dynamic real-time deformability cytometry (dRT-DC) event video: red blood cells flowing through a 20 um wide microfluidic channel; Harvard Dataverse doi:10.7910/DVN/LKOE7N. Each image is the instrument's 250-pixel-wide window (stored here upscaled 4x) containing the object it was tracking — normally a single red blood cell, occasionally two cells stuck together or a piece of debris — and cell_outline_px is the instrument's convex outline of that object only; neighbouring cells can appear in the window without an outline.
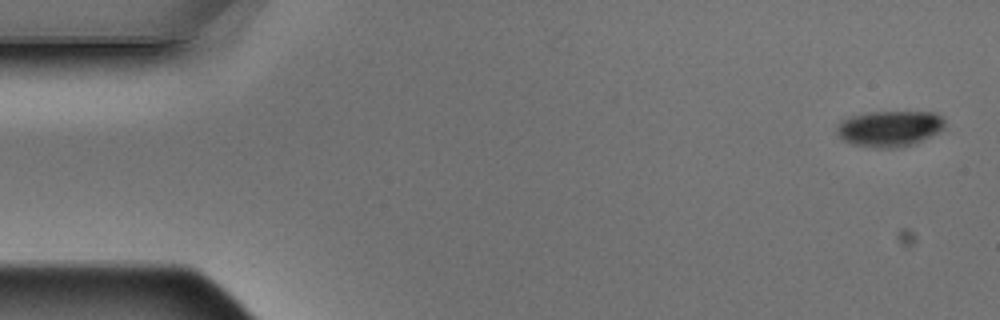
{"species": "Egyptian fruit bat (a non-hibernating species)", "species_latin": "Rousettus aegyptiacus", "temperature_condition": "warm", "stored_images_in_passage": 4, "camera_frame_rate_fps": 3000, "um_per_image_px": 0.085, "animal": {"sex": "male"}, "frame": {"image": 1, "passage_image": 1, "time_ms": 0.0, "image_size_px": [1000, 320], "cell_outline_px": [[944, 128], [940, 132], [912, 144], [896, 148], [880, 148], [852, 144], [844, 140], [836, 132], [836, 128], [840, 120], [848, 116], [868, 112], [936, 112], [944, 116]], "centroid_in_image_um": [75.61, 10.91], "position_along_channel_um": 9.4, "area_um2": 22.77}}